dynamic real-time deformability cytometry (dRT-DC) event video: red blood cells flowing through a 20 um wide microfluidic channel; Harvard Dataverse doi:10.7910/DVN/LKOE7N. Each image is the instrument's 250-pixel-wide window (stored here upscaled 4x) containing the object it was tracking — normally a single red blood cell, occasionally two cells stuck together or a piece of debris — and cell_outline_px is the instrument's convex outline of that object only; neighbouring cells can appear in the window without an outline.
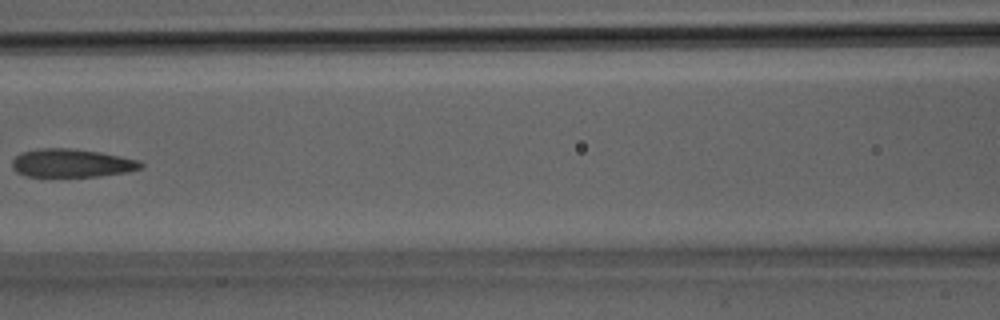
{"species": "Egyptian fruit bat (a non-hibernating species)", "species_latin": "Rousettus aegyptiacus", "temperature_condition": "room temperature", "stored_images_in_passage": 26, "camera_frame_rate_fps": 3000, "um_per_image_px": 0.085, "animal": {"sex": "male"}, "frame": {"image": 1, "passage_image": 8, "time_ms": 2.333, "image_size_px": [1000, 320], "cell_outline_px": [[144, 164], [140, 168], [128, 172], [100, 176], [24, 176], [16, 172], [12, 168], [12, 160], [20, 152], [40, 148], [68, 148], [100, 152], [140, 160]], "centroid_in_image_um": [6.08, 13.86], "position_along_channel_um": 160.5, "area_um2": 21.27}}
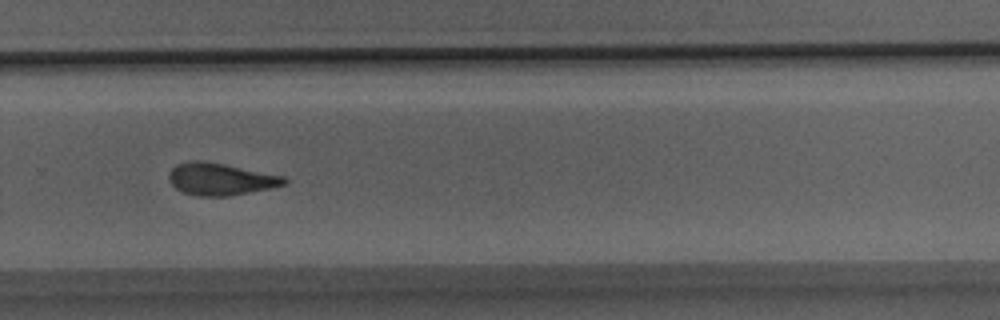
{"frame": {"image": 2, "passage_image": 15, "time_ms": 4.667, "image_size_px": [1000, 320], "cell_outline_px": [[288, 184], [272, 188], [232, 196], [200, 196], [184, 192], [176, 188], [168, 180], [168, 172], [176, 164], [188, 160], [204, 160], [288, 176]], "centroid_in_image_um": [18.8, 15.21], "position_along_channel_um": 311.0, "area_um2": 22.14}}
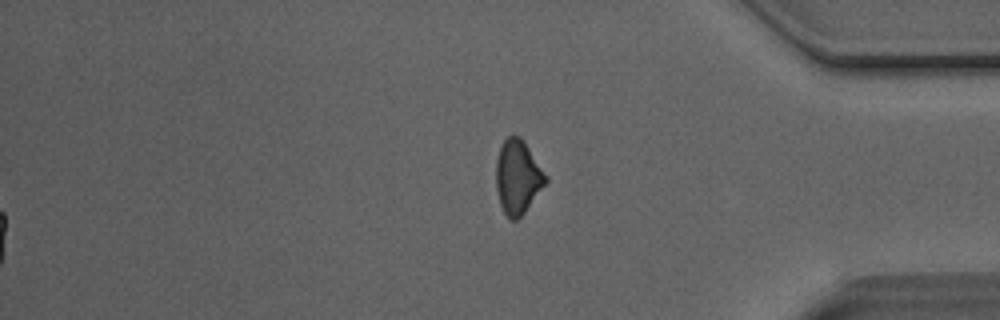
{"frame": {"image": 3, "passage_image": 26, "time_ms": 8.333, "image_size_px": [1000, 320], "cell_outline_px": [[548, 180], [524, 212], [516, 220], [508, 220], [500, 204], [496, 188], [496, 160], [500, 148], [504, 140], [508, 136], [520, 136], [524, 140], [548, 176]], "centroid_in_image_um": [44.01, 15.03], "position_along_channel_um": 391.2, "area_um2": 21.33}}